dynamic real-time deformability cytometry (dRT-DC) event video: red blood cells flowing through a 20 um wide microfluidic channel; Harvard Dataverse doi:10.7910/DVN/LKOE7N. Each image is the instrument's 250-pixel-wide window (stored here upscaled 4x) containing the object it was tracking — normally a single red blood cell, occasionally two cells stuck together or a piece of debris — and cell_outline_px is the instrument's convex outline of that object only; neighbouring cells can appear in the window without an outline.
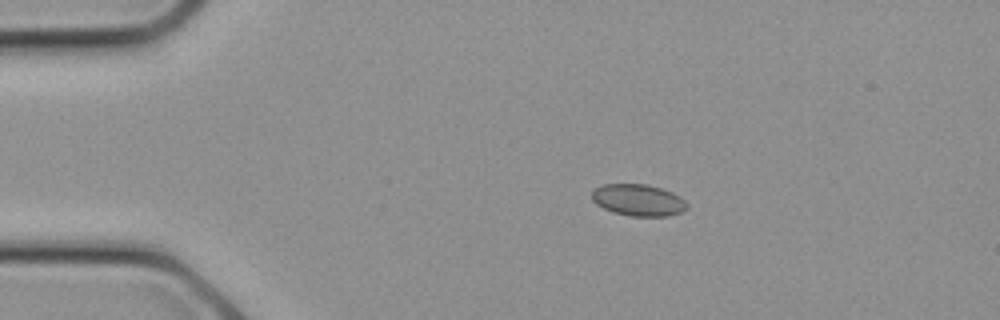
{"species": "common noctule bat (a hibernating species)", "species_latin": "Nyctalus noctula", "temperature_condition": "cold", "stored_images_in_passage": 16, "camera_frame_rate_fps": 3000, "um_per_image_px": 0.085, "animal": {"sex": "female", "body_mass_g": 21.9}, "frame": {"image": 1, "passage_image": 5, "time_ms": 1.333, "image_size_px": [1000, 320], "cell_outline_px": [[688, 208], [680, 212], [668, 216], [632, 216], [612, 212], [596, 204], [592, 200], [592, 192], [596, 188], [604, 184], [648, 184], [672, 192], [680, 196], [688, 204]], "centroid_in_image_um": [54.26, 17.01], "position_along_channel_um": 30.7, "area_um2": 17.57}}
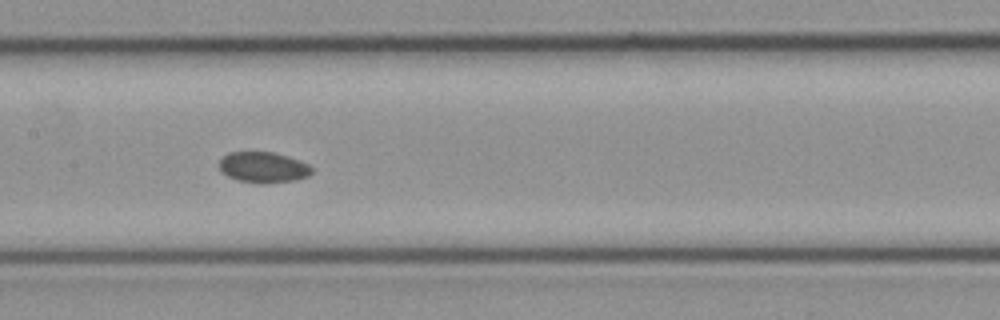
{"frame": {"image": 2, "passage_image": 13, "time_ms": 4.0, "image_size_px": [1000, 320], "cell_outline_px": [[312, 172], [308, 176], [296, 180], [264, 184], [236, 180], [220, 172], [220, 160], [228, 152], [272, 152], [288, 156], [300, 160], [308, 164], [312, 168]], "centroid_in_image_um": [22.38, 14.23], "position_along_channel_um": 185.0, "area_um2": 16.7}}
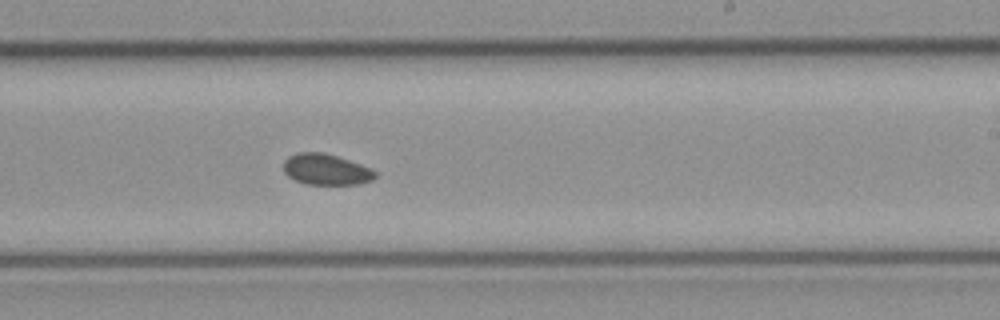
{"frame": {"image": 3, "passage_image": 16, "time_ms": 5.0, "image_size_px": [1000, 320], "cell_outline_px": [[376, 176], [372, 180], [360, 184], [304, 184], [288, 176], [284, 172], [284, 160], [288, 156], [296, 152], [324, 152], [372, 168], [376, 172]], "centroid_in_image_um": [27.7, 14.4], "position_along_channel_um": 261.3, "area_um2": 16.59}}